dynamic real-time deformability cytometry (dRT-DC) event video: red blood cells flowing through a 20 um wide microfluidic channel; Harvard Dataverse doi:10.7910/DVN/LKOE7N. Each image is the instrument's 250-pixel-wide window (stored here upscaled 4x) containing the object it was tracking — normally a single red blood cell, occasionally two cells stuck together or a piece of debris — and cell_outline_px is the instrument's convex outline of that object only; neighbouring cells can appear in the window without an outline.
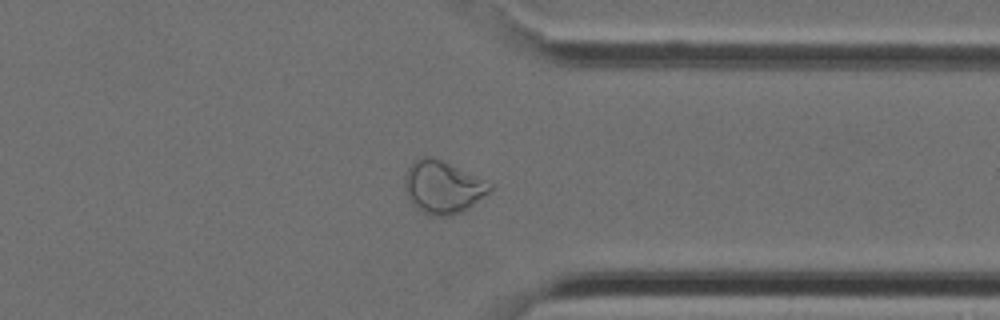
{"species": "Egyptian fruit bat (a non-hibernating species)", "species_latin": "Rousettus aegyptiacus", "temperature_condition": "cold", "stored_images_in_passage": 41, "camera_frame_rate_fps": 3000, "um_per_image_px": 0.085, "animal": {"sex": "female"}, "frame": {"image": 1, "passage_image": 32, "time_ms": 10.333, "image_size_px": [1000, 320], "cell_outline_px": [[492, 188], [488, 192], [468, 208], [460, 212], [448, 216], [428, 216], [416, 208], [408, 200], [404, 188], [404, 176], [408, 168], [416, 160], [424, 156], [432, 156], [492, 184]], "centroid_in_image_um": [37.57, 15.93], "position_along_channel_um": 373.8, "area_um2": 25.78}}
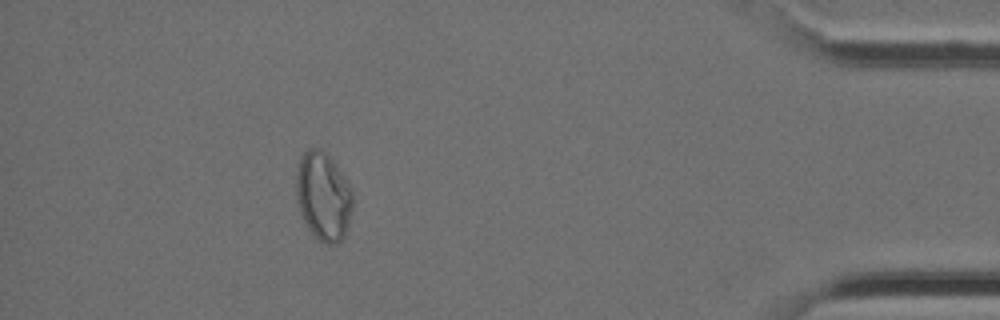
{"frame": {"image": 2, "passage_image": 37, "time_ms": 12.0, "image_size_px": [1000, 320], "cell_outline_px": [[352, 212], [348, 228], [344, 236], [336, 244], [324, 244], [308, 228], [300, 212], [296, 196], [296, 176], [300, 160], [304, 152], [308, 148], [320, 148], [336, 164], [348, 184], [352, 192]], "centroid_in_image_um": [27.49, 16.7], "position_along_channel_um": 407.7, "area_um2": 28.9}}